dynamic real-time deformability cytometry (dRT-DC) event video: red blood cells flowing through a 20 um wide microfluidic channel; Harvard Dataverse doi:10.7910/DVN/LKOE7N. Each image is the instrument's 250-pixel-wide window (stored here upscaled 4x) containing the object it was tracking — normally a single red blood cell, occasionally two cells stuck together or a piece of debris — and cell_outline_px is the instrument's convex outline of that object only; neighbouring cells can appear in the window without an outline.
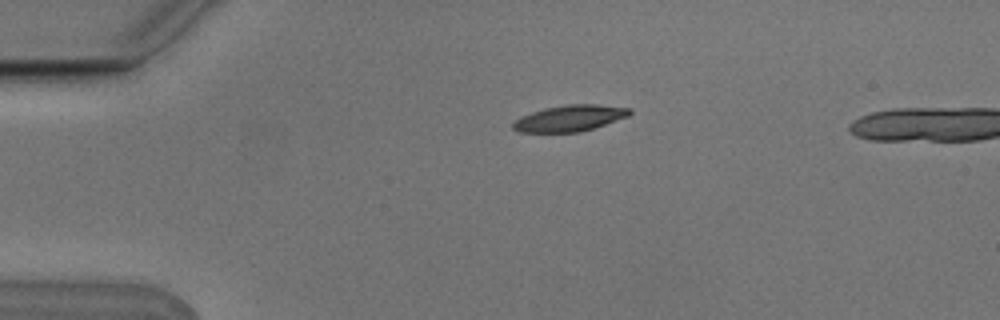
{"species": "Egyptian fruit bat (a non-hibernating species)", "species_latin": "Rousettus aegyptiacus", "temperature_condition": "cold", "stored_images_in_passage": 4, "camera_frame_rate_fps": 3000, "um_per_image_px": 0.085, "animal": {"sex": "male"}, "frame": {"image": 1, "passage_image": 1, "time_ms": 0.0, "image_size_px": [1000, 320], "cell_outline_px": [[632, 112], [628, 116], [580, 132], [520, 132], [512, 128], [512, 124], [520, 116], [544, 108], [568, 104], [596, 104], [632, 108]], "centroid_in_image_um": [48.42, 10.04], "position_along_channel_um": 36.6, "area_um2": 17.69}}